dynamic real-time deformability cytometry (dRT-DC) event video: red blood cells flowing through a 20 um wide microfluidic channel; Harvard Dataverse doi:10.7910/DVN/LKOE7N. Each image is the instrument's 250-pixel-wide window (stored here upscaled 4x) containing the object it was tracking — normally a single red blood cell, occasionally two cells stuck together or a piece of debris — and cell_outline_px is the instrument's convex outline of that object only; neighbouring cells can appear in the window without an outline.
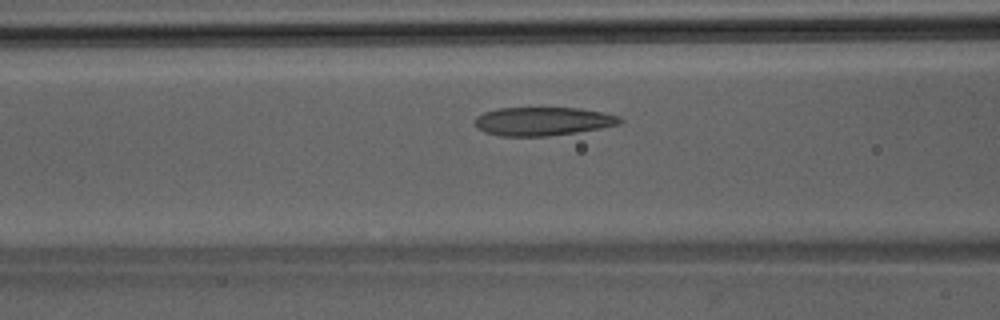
{"species": "Egyptian fruit bat (a non-hibernating species)", "species_latin": "Rousettus aegyptiacus", "temperature_condition": "room temperature", "stored_images_in_passage": 31, "camera_frame_rate_fps": 3000, "um_per_image_px": 0.085, "animal": {"sex": "male"}, "frame": {"image": 1, "passage_image": 4, "time_ms": 1.0, "image_size_px": [1000, 320], "cell_outline_px": [[624, 120], [620, 124], [600, 128], [576, 132], [548, 136], [500, 136], [484, 132], [476, 128], [476, 116], [484, 112], [500, 108], [580, 108], [604, 112], [620, 116]], "centroid_in_image_um": [46.16, 10.31], "position_along_channel_um": 120.4, "area_um2": 24.16}}
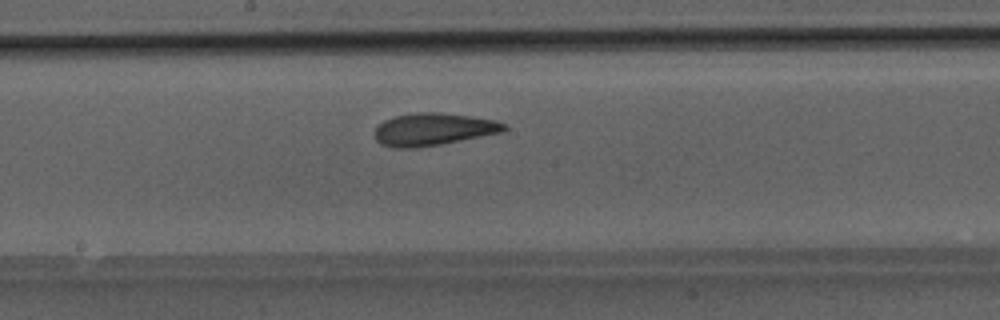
{"frame": {"image": 2, "passage_image": 10, "time_ms": 3.0, "image_size_px": [1000, 320], "cell_outline_px": [[508, 128], [504, 132], [440, 144], [416, 148], [392, 148], [380, 144], [376, 140], [372, 132], [384, 120], [396, 116], [416, 112], [440, 112], [472, 116], [496, 120], [508, 124]], "centroid_in_image_um": [36.84, 10.99], "position_along_channel_um": 211.4, "area_um2": 24.8}}
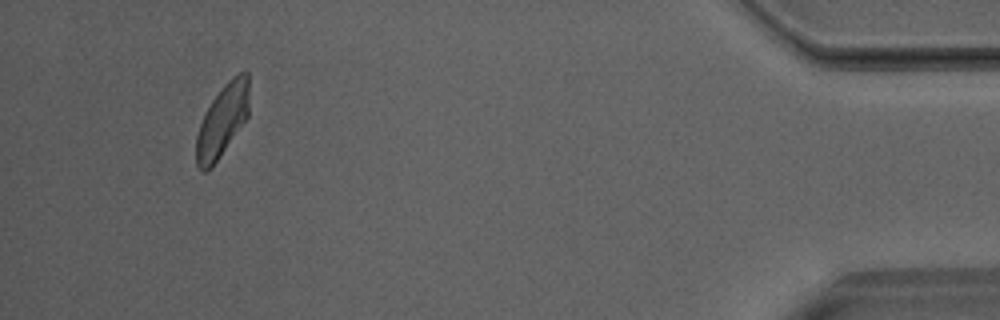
{"frame": {"image": 3, "passage_image": 28, "time_ms": 9.0, "image_size_px": [1000, 320], "cell_outline_px": [[248, 116], [220, 156], [204, 172], [200, 172], [196, 164], [196, 136], [204, 112], [212, 100], [224, 84], [232, 76], [240, 72], [248, 72]], "centroid_in_image_um": [18.88, 10.23], "position_along_channel_um": 416.3, "area_um2": 21.96}}